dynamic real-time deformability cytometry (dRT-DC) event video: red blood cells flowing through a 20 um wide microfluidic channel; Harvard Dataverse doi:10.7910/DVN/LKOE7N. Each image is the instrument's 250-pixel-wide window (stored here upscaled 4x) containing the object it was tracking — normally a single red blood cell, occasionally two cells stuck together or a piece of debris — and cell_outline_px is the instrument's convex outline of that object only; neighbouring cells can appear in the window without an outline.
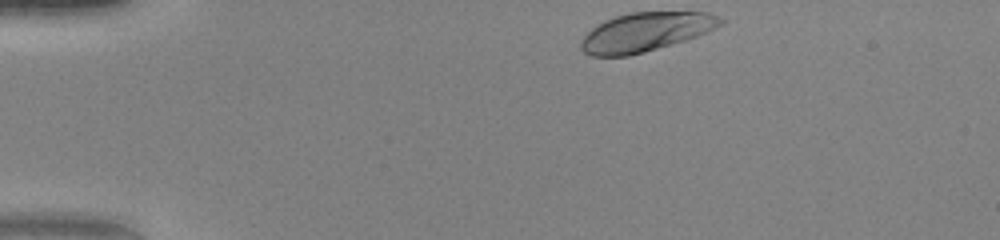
{"species": "human", "species_latin": "Homo sapiens", "temperature_condition": "warm", "stored_images_in_passage": 35, "camera_frame_rate_fps": 3000, "um_per_image_px": 0.085, "donor": {"sex": "female"}, "frame": {"image": 1, "passage_image": 1, "time_ms": 0.0, "image_size_px": [1000, 240], "cell_outline_px": [[724, 24], [696, 36], [684, 40], [644, 52], [628, 56], [588, 56], [580, 48], [580, 40], [592, 28], [604, 20], [616, 16], [632, 12], [708, 12], [724, 20]], "centroid_in_image_um": [54.84, 2.72], "position_along_channel_um": 30.2, "area_um2": 31.44}}
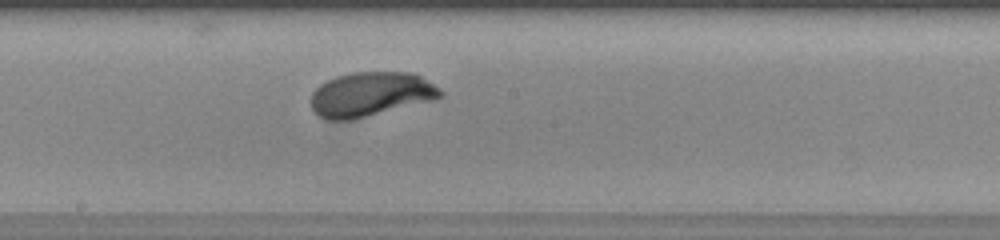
{"frame": {"image": 2, "passage_image": 20, "time_ms": 6.333, "image_size_px": [1000, 240], "cell_outline_px": [[444, 96], [436, 100], [352, 120], [324, 120], [312, 108], [312, 92], [320, 84], [336, 76], [352, 72], [412, 72], [420, 76], [440, 88], [444, 92]], "centroid_in_image_um": [31.55, 8.02], "position_along_channel_um": 216.7, "area_um2": 33.76}}
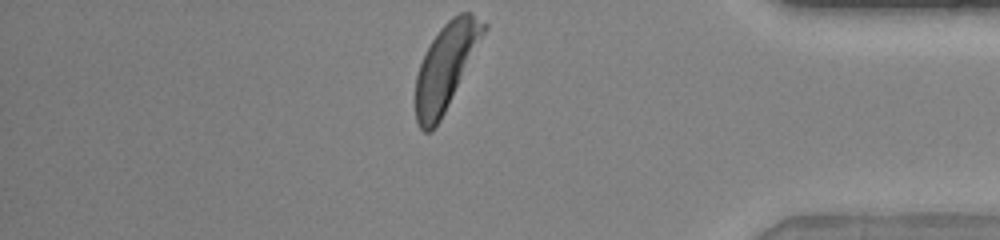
{"frame": {"image": 3, "passage_image": 35, "time_ms": 11.333, "image_size_px": [1000, 240], "cell_outline_px": [[488, 28], [440, 120], [432, 132], [424, 132], [420, 128], [416, 120], [416, 76], [420, 64], [432, 40], [440, 28], [452, 16], [460, 12], [472, 12], [488, 24]], "centroid_in_image_um": [37.92, 5.63], "position_along_channel_um": 397.3, "area_um2": 33.58}, "authors_computed_cell_mechanics": {"area_um2": 33.3506, "velocity_mm_per_s": 4.1058, "shape_relaxation_time_tau1_ms": 1.9514, "shape_relaxation_time_tau2_ms": null, "deformation_change_tau1": 0.1734, "deformation_change_tau2": null}}